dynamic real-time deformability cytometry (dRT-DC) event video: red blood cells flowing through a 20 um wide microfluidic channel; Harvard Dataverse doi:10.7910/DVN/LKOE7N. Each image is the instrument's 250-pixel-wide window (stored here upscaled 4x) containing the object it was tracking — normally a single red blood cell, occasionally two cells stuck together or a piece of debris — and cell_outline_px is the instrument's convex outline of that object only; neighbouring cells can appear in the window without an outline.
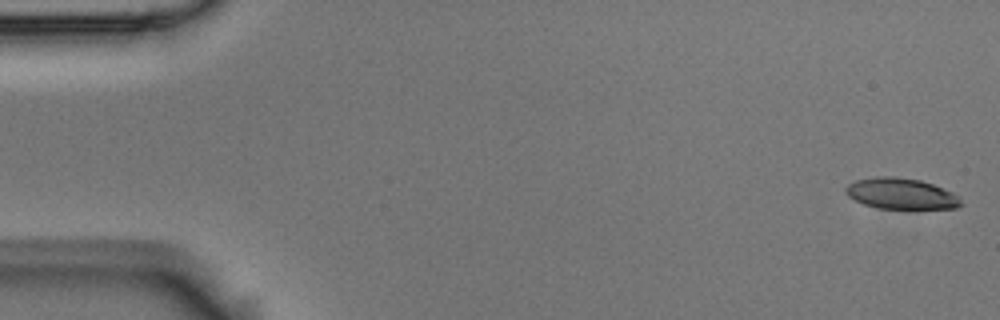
{"species": "Egyptian fruit bat (a non-hibernating species)", "species_latin": "Rousettus aegyptiacus", "temperature_condition": "room temperature", "stored_images_in_passage": 5, "camera_frame_rate_fps": 3000, "um_per_image_px": 0.085, "animal": {"sex": "male"}, "frame": {"image": 1, "passage_image": 1, "time_ms": 0.0, "image_size_px": [1000, 320], "cell_outline_px": [[964, 204], [956, 208], [880, 208], [864, 204], [848, 196], [844, 192], [844, 188], [848, 184], [856, 180], [876, 176], [892, 176], [920, 180], [932, 184], [952, 192], [960, 196]], "centroid_in_image_um": [76.6, 16.45], "position_along_channel_um": 8.4, "area_um2": 20.75}}
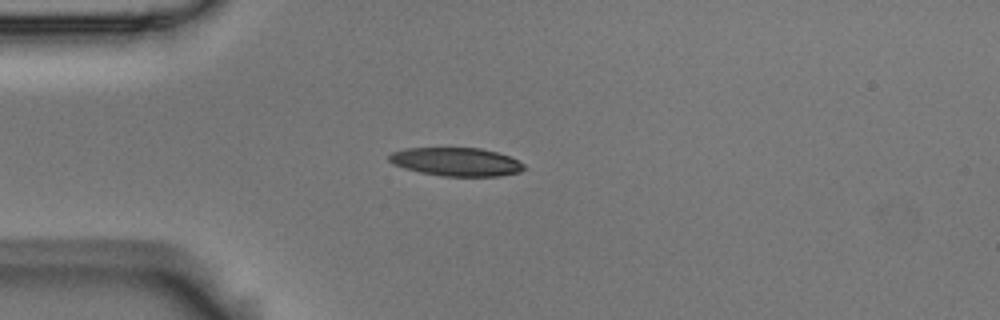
{"frame": {"image": 2, "passage_image": 5, "time_ms": 1.333, "image_size_px": [1000, 320], "cell_outline_px": [[528, 168], [520, 172], [500, 176], [444, 176], [420, 172], [404, 168], [392, 164], [388, 160], [388, 156], [392, 152], [408, 148], [480, 148], [496, 152], [508, 156], [524, 164]], "centroid_in_image_um": [38.78, 13.76], "position_along_channel_um": 46.2, "area_um2": 22.31}}